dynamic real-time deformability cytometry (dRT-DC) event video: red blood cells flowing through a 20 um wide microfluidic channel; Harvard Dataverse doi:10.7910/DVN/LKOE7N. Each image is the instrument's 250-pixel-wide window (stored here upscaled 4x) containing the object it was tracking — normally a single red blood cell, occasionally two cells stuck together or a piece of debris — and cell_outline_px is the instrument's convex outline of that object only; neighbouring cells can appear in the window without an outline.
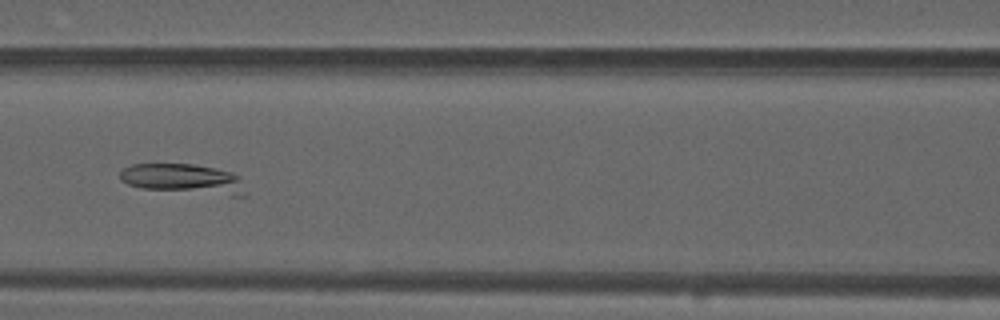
{"species": "common noctule bat (a hibernating species)", "species_latin": "Nyctalus noctula", "temperature_condition": "warm", "stored_images_in_passage": 33, "segment_of_instrument_passage": [1, 2], "camera_frame_rate_fps": 3000, "um_per_image_px": 0.085, "animal": {"sex": "male", "forearm_length_mm": 52.5}, "frame": {"image": 1, "passage_image": 8, "time_ms": 2.333, "image_size_px": [1000, 320], "cell_outline_px": [[248, 196], [232, 196], [140, 188], [128, 184], [120, 180], [120, 172], [124, 168], [132, 164], [192, 164], [216, 168], [232, 172], [236, 176]], "centroid_in_image_um": [15.57, 15.21], "position_along_channel_um": 151.0, "area_um2": 21.73}}
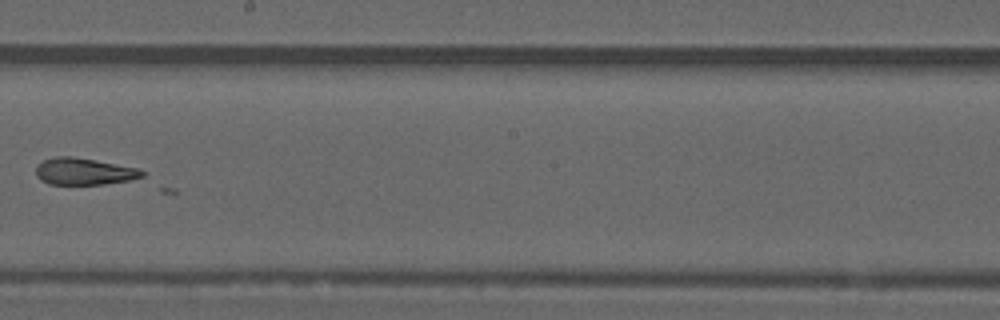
{"frame": {"image": 2, "passage_image": 15, "time_ms": 4.667, "image_size_px": [1000, 320], "cell_outline_px": [[144, 176], [128, 180], [104, 184], [48, 184], [40, 180], [36, 176], [36, 168], [44, 160], [56, 156], [72, 156], [96, 160], [140, 168], [144, 172]], "centroid_in_image_um": [7.14, 14.57], "position_along_channel_um": 241.1, "area_um2": 16.59}}
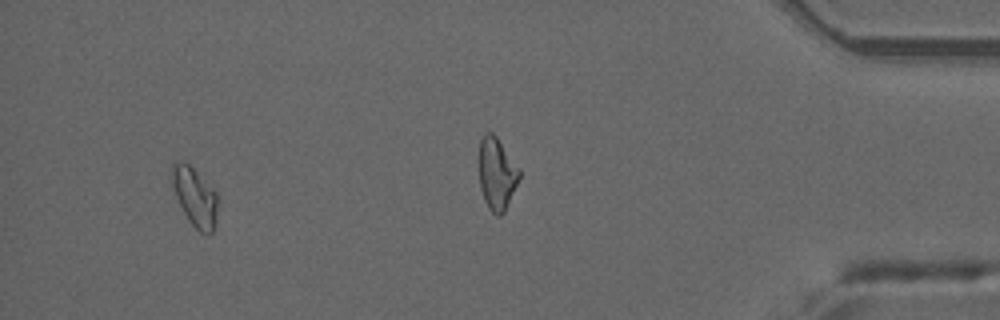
{"frame": {"image": 3, "passage_image": 29, "time_ms": 9.333, "image_size_px": [1000, 320], "cell_outline_px": [[220, 200], [216, 220], [212, 232], [200, 232], [188, 220], [168, 180], [172, 164], [176, 160], [184, 160], [216, 192]], "centroid_in_image_um": [16.53, 16.68], "position_along_channel_um": 418.7, "area_um2": 15.95}}